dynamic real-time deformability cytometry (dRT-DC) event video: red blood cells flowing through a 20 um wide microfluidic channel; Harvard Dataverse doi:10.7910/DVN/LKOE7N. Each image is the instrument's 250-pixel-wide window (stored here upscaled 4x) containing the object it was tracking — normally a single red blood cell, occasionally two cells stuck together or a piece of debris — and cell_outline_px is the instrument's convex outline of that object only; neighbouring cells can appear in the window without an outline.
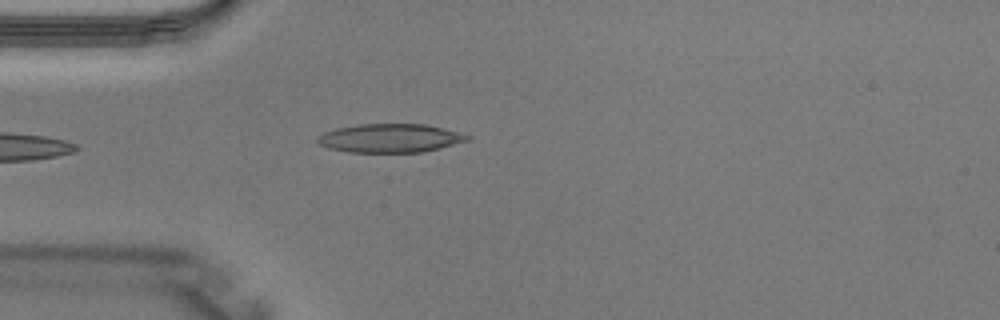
{"species": "Egyptian fruit bat (a non-hibernating species)", "species_latin": "Rousettus aegyptiacus", "temperature_condition": "warm", "stored_images_in_passage": 4, "camera_frame_rate_fps": 3000, "um_per_image_px": 0.085, "animal": {"sex": "male"}, "frame": {"image": 1, "passage_image": 4, "time_ms": 1.0, "image_size_px": [1000, 320], "cell_outline_px": [[472, 140], [424, 152], [348, 152], [328, 148], [320, 144], [316, 140], [316, 136], [324, 132], [336, 128], [356, 124], [428, 124], [444, 128], [472, 136]], "centroid_in_image_um": [33.18, 11.74], "position_along_channel_um": 51.8, "area_um2": 25.32}}